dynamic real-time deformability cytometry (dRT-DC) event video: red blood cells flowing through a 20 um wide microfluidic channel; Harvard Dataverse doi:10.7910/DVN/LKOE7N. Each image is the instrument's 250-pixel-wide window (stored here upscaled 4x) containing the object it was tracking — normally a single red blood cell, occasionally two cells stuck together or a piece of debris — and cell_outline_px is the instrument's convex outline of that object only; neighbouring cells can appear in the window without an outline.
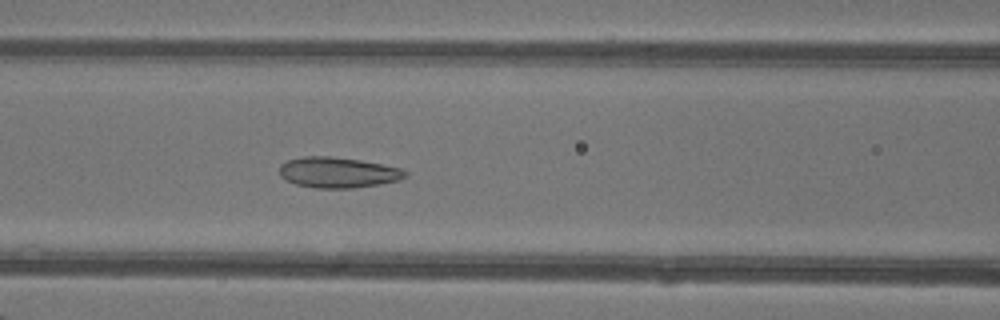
{"species": "common noctule bat (a hibernating species)", "species_latin": "Nyctalus noctula", "temperature_condition": "warm", "stored_images_in_passage": 37, "camera_frame_rate_fps": 3000, "um_per_image_px": 0.085, "animal": {"sex": "female"}, "frame": {"image": 1, "passage_image": 13, "time_ms": 4.0, "image_size_px": [1000, 320], "cell_outline_px": [[408, 176], [400, 180], [352, 188], [316, 188], [296, 184], [280, 176], [280, 164], [288, 160], [304, 156], [328, 156], [360, 160], [400, 168], [408, 172]], "centroid_in_image_um": [28.73, 14.65], "position_along_channel_um": 137.9, "area_um2": 22.25}}
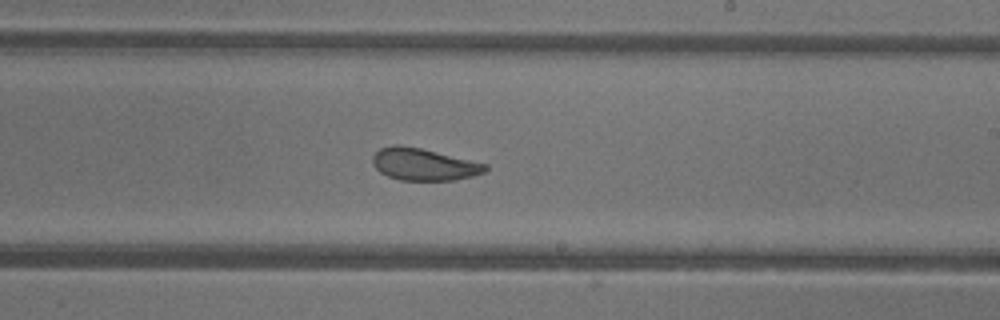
{"frame": {"image": 2, "passage_image": 21, "time_ms": 6.667, "image_size_px": [1000, 320], "cell_outline_px": [[488, 168], [484, 172], [472, 176], [452, 180], [400, 180], [388, 176], [380, 172], [372, 164], [372, 156], [380, 148], [392, 144], [400, 144], [420, 148], [488, 164]], "centroid_in_image_um": [35.99, 13.96], "position_along_channel_um": 253.0, "area_um2": 21.04}}
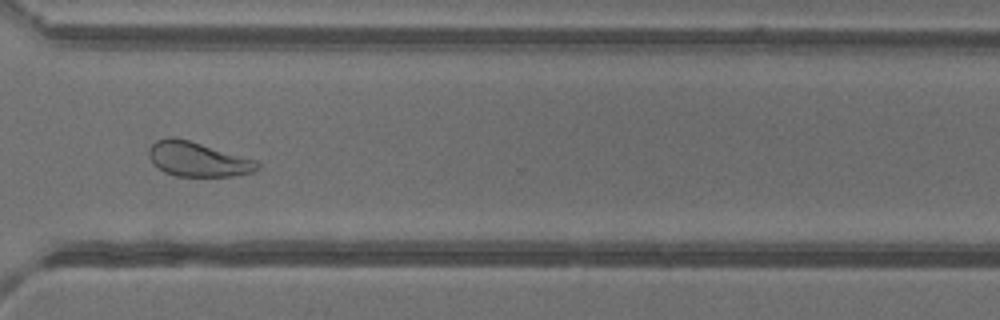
{"frame": {"image": 3, "passage_image": 28, "time_ms": 9.0, "image_size_px": [1000, 320], "cell_outline_px": [[260, 168], [252, 172], [232, 176], [176, 176], [164, 172], [152, 164], [148, 156], [148, 148], [156, 140], [168, 136], [172, 136], [188, 140], [256, 160], [260, 164]], "centroid_in_image_um": [16.76, 13.53], "position_along_channel_um": 353.8, "area_um2": 21.91}, "authors_computed_cell_mechanics": {"area_um2": 24.1026, "velocity_mm_per_s": 4.319, "shape_relaxation_time_tau1_ms": 5.9227, "shape_relaxation_time_tau2_ms": 1.4498, "deformation_change_tau1": 0.1427, "deformation_change_tau2": 0.0842}}